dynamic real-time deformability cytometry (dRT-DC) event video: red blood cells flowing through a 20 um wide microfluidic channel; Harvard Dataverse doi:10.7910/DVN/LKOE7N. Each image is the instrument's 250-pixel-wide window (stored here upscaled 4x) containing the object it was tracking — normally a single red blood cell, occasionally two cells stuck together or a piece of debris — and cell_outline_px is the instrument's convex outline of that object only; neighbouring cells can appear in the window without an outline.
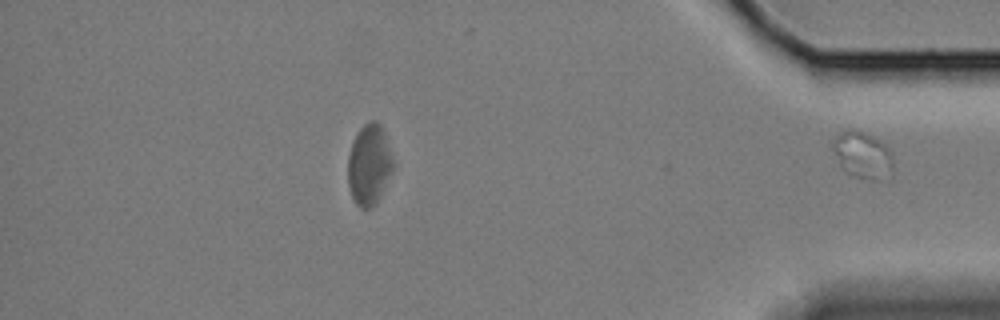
{"species": "Egyptian fruit bat (a non-hibernating species)", "species_latin": "Rousettus aegyptiacus", "temperature_condition": "cold", "stored_images_in_passage": 42, "segment_of_instrument_passage": [2, 2], "camera_frame_rate_fps": 3000, "um_per_image_px": 0.085, "animal": {"sex": "female"}, "frame": {"image": 1, "passage_image": 42, "time_ms": 13.667, "image_size_px": [1000, 320], "cell_outline_px": [[892, 176], [888, 180], [868, 180], [844, 172], [840, 168], [832, 148], [832, 140], [840, 132], [848, 128], [856, 128], [880, 140], [888, 148], [892, 160]], "centroid_in_image_um": [73.31, 13.19], "position_along_channel_um": 361.9, "area_um2": 16.94}}